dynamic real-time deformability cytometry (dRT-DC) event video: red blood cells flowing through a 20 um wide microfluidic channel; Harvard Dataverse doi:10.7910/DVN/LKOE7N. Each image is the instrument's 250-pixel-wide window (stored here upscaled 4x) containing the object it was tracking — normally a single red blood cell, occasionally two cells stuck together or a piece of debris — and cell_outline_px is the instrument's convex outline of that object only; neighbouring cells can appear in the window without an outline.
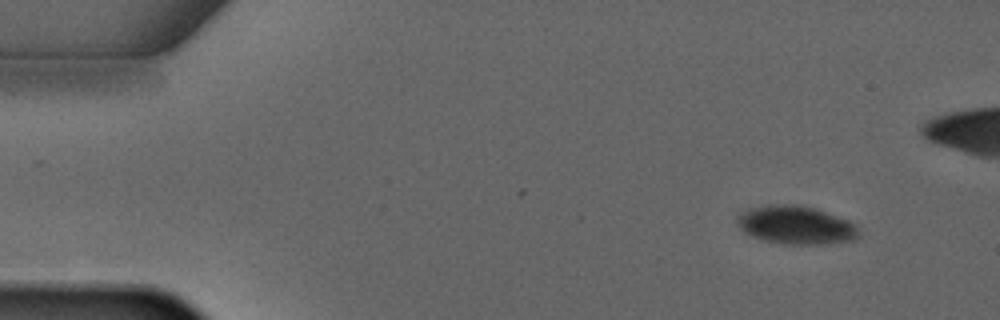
{"species": "common noctule bat (a hibernating species)", "species_latin": "Nyctalus noctula", "temperature_condition": "warm", "stored_images_in_passage": 4, "camera_frame_rate_fps": 3000, "um_per_image_px": 0.085, "animal": {"sex": "male", "forearm_length_mm": 52.5}, "frame": {"image": 1, "passage_image": 1, "time_ms": 0.0, "image_size_px": [1000, 320], "cell_outline_px": [[860, 236], [856, 240], [820, 244], [784, 244], [764, 240], [752, 236], [744, 232], [736, 224], [736, 216], [740, 212], [748, 208], [768, 204], [800, 204], [816, 208], [848, 220], [860, 228]], "centroid_in_image_um": [67.64, 19.11], "position_along_channel_um": 17.4, "area_um2": 27.63}}
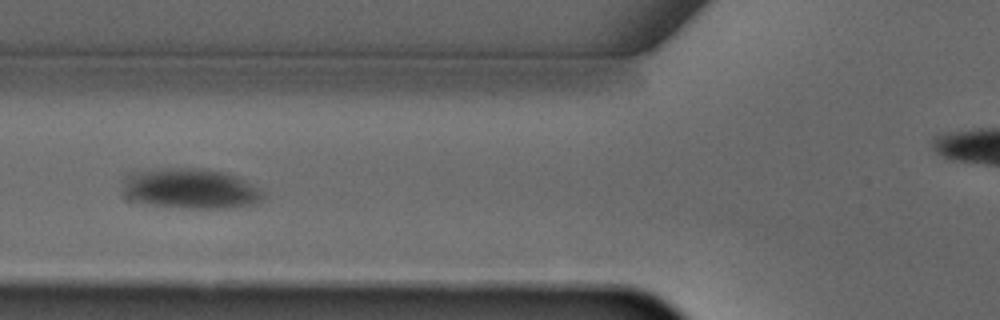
{"frame": {"image": 2, "passage_image": 4, "time_ms": 4.333, "image_size_px": [1000, 320], "cell_outline_px": [[260, 200], [252, 204], [224, 208], [196, 208], [156, 204], [124, 200], [124, 176], [132, 172], [184, 168], [220, 172], [236, 176], [260, 192]], "centroid_in_image_um": [16.06, 16.05], "position_along_channel_um": 109.7, "area_um2": 31.5}}